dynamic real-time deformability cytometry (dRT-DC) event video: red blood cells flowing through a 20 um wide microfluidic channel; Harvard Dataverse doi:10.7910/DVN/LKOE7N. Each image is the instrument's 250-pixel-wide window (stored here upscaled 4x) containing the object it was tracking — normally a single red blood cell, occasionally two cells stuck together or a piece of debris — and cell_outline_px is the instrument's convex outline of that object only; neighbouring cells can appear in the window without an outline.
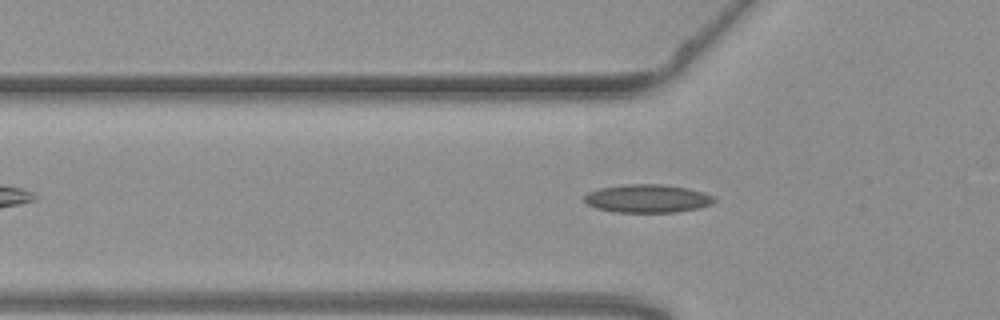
{"species": "common noctule bat (a hibernating species)", "species_latin": "Nyctalus noctula", "temperature_condition": "warm", "stored_images_in_passage": 46, "camera_frame_rate_fps": 3000, "um_per_image_px": 0.085, "animal": {"sex": "female", "body_mass_g": 19.3, "forearm_length_mm": 54.1}, "frame": {"image": 1, "passage_image": 11, "time_ms": 3.333, "image_size_px": [1000, 320], "cell_outline_px": [[716, 200], [712, 204], [700, 208], [676, 212], [612, 212], [596, 208], [588, 204], [584, 200], [584, 196], [588, 192], [600, 188], [620, 184], [664, 184], [688, 188], [712, 196]], "centroid_in_image_um": [55.01, 16.87], "position_along_channel_um": 70.8, "area_um2": 21.44}}
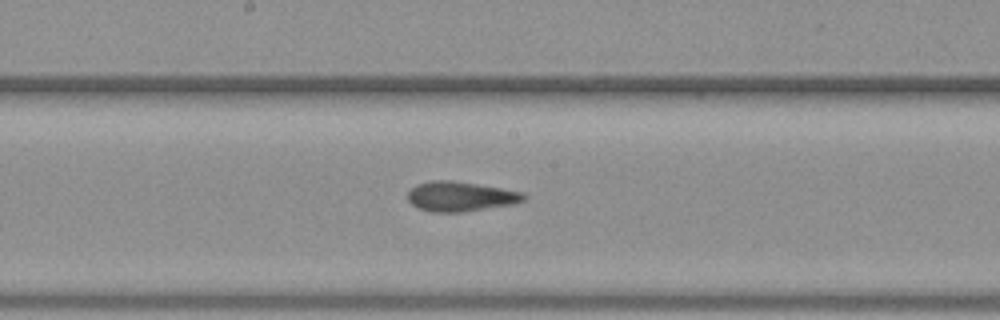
{"frame": {"image": 2, "passage_image": 22, "time_ms": 7.0, "image_size_px": [1000, 320], "cell_outline_px": [[528, 196], [524, 200], [516, 204], [464, 212], [432, 212], [420, 208], [412, 204], [408, 200], [408, 192], [416, 184], [432, 180], [452, 180], [524, 192]], "centroid_in_image_um": [39.18, 16.7], "position_along_channel_um": 209.0, "area_um2": 20.23}}
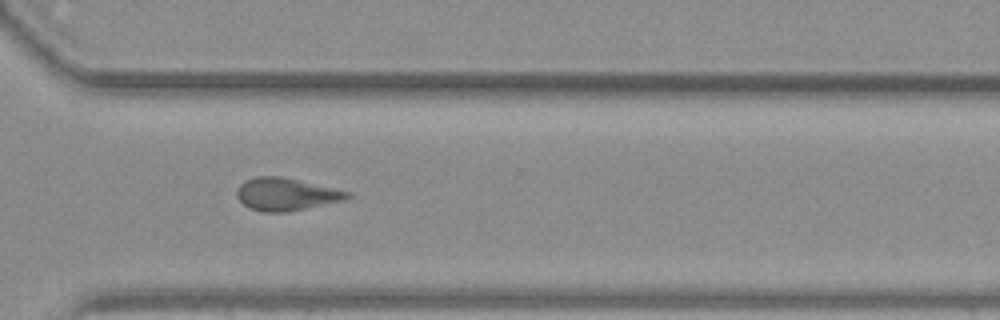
{"frame": {"image": 3, "passage_image": 33, "time_ms": 10.667, "image_size_px": [1000, 320], "cell_outline_px": [[352, 196], [344, 200], [288, 212], [264, 212], [252, 208], [244, 204], [236, 196], [236, 192], [240, 184], [244, 180], [256, 176], [280, 176], [352, 192]], "centroid_in_image_um": [24.32, 16.5], "position_along_channel_um": 346.3, "area_um2": 20.87}, "authors_computed_cell_mechanics": {"area_um2": 20.7791, "velocity_mm_per_s": 3.7511, "shape_relaxation_time_tau1_ms": null, "shape_relaxation_time_tau2_ms": 2.6202, "deformation_change_tau1": null, "deformation_change_tau2": 0.0931}}